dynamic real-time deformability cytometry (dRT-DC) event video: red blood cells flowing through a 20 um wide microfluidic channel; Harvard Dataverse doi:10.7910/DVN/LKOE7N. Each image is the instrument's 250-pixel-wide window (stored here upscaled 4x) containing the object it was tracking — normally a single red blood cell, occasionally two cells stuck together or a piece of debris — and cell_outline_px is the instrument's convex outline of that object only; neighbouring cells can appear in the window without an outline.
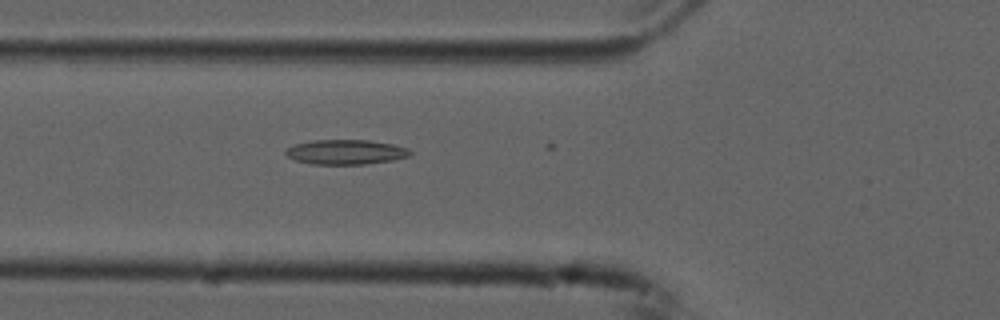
{"species": "common noctule bat (a hibernating species)", "species_latin": "Nyctalus noctula", "temperature_condition": "cold", "stored_images_in_passage": 3, "camera_frame_rate_fps": 3000, "um_per_image_px": 0.085, "animal": {"sex": "male", "forearm_length_mm": 52.5}, "frame": {"image": 1, "passage_image": 2, "time_ms": 0.333, "image_size_px": [1000, 320], "cell_outline_px": [[412, 152], [408, 156], [392, 160], [364, 164], [312, 164], [296, 160], [288, 156], [284, 152], [288, 148], [296, 144], [312, 140], [368, 140], [392, 144], [408, 148]], "centroid_in_image_um": [29.39, 12.92], "position_along_channel_um": 96.4, "area_um2": 17.74}}